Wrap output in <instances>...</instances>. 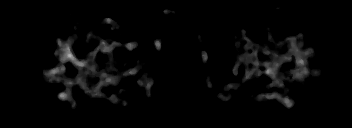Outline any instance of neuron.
<instances>
[{
	"mask_svg": "<svg viewBox=\"0 0 352 128\" xmlns=\"http://www.w3.org/2000/svg\"><path fill=\"white\" fill-rule=\"evenodd\" d=\"M176 12H179V10H177L176 8L173 10H169L168 8L164 11V14L166 16L169 15V13H173L175 15ZM78 11L75 10L74 12L70 13L69 16H74L75 14H77ZM74 23V26L77 28H80L82 32H84V29L82 27H80V22L77 21H71ZM101 25H109L110 26V33H114L116 31H120L119 28L120 26L123 27L122 23L123 20L120 19V21L116 22L114 21V16L112 15L111 17H105L103 20H100ZM260 25L257 26V28L260 27H264L265 29H263L262 34L264 33V31H267L268 33V37H270V47L268 48H264L261 49V53H265L268 56H270V58L272 60L268 61V60H262L259 61L257 59L259 50H260V45L261 43H256L253 40H250L247 37V33H244V31L242 30H238L239 33H242L241 35L243 36V40H244V44H245V48L247 49V52L244 50L242 53H245L248 55V57L246 56H242L241 59H239L236 54L239 51V47H240V42L237 41L238 36L235 35L233 37V44L235 46V53L232 54L234 56V58H231L233 60H231L230 62V67L235 66V65H242L245 76H244V80L240 81V85L243 82V85H245L246 81L248 82L249 79H251L253 77V75H256L258 78L261 79V81L263 82L264 78H268L271 77L273 79V84L269 86V90L271 89L270 87H275V88H282L284 87L283 84H287V85H291L292 83V77L293 80L295 81H299L300 84L302 85L301 82L307 81L308 82V77L311 76L310 71H308V69H310V63L313 62V60L310 59V56H316L317 54L315 53V51L313 50L312 47H305V50L301 49L302 46L304 47L306 45L305 43V37H304V33L306 34V32H303L301 35L299 36H293L291 38H285L282 42H278L279 46L281 48L284 49V53L278 54L276 52H274L273 48H272V44L273 43H277V41H275V39H272V33L269 32L270 27L267 26H263L262 22H259ZM93 27H89L91 28V33L88 34H77L75 36L70 35V38L66 41H63L61 39L60 36H57L58 38H56V45L59 46L58 49H56L54 51V56L55 58L59 59V63L55 65V67H51V69L47 70V74H45V79H43V74L44 70L40 69L41 72H39L38 76H36L38 78V80L40 81H52V82H57L59 85H65L66 86V91H60V93L58 94V98L63 102L66 100H69V104L72 108H76V103L77 101L75 100L74 94H72V89H83V92L86 93L88 96H90V98L94 99V98H108L110 99V101L115 102V103H119L122 105H125L127 101V99L125 100H120L116 95H111L108 93H100V89H103V87H107L109 86L111 83H113V87H117L118 86V80L122 79L123 77H127L128 75L130 76L129 80H133L135 79V75H137L139 72H141V68H143V64L141 65L140 63H136V68L134 69H128L126 66L123 68L124 70H119V72H117L116 76H112V71L115 70L116 66L118 68L119 62L118 61H113V57H114V52L113 50L119 46L120 42V32L118 33L117 39L115 42L110 44V40H105L104 38H97L99 39V45H97V47L94 48L95 51L90 52L88 54L85 55V60H79L77 58V55L74 54V52L72 51V47L71 45L79 40V38H81L82 40L87 38L91 41V39H93L94 36L97 35L98 31H97V23L95 22V24H92ZM118 29V30H117ZM153 38V45L152 48L154 47L156 49L157 52H159V50L162 48V38L157 37L155 34L151 36ZM197 38L199 39V42H201V40L204 38V34L202 33H198ZM135 41H131V42H126L123 43L125 46V48L129 51H133L135 49H138L135 47L134 43ZM285 43H288L289 48L285 49ZM249 49H250V53H249ZM101 51V55L106 54L107 56L105 57V59H107V61H109L110 63L107 64L105 66V70L102 71L101 67H97L96 63H95V59L97 57V52ZM197 57H200L203 61V63H206V71L209 72L210 69L207 68V59L209 57V53L206 50H200V52H198ZM292 59H294L295 62V70L291 73V78H289L288 76H286L288 72L285 68H284V62H290L292 61ZM253 63V67L249 68L248 67V63ZM72 64V66H74L75 68H84V69H88L89 72H93L92 74H83L82 72H80L81 74H75L74 76L70 77L68 76L67 78H64V76H62L61 73H64L67 71L65 64ZM262 67H265V71H259L258 73H256L257 69H261ZM256 73V74H255ZM313 73H315L316 76L318 75H322L320 70H313L312 71V75ZM277 74H279L277 76ZM93 75L99 77V80L96 81V83L94 84V86H92V84L89 83V78L92 77ZM237 75H239V71L237 69H235V67L233 68L232 71V77H236ZM284 75V76H283ZM147 74L143 73L140 74V76L136 79V83H138V87H137V91L141 90V85L144 84V82H146V95L150 100L152 99V95L150 93L151 91V83H153L152 79L146 78ZM282 78H284V80H281ZM206 82V86L201 87L204 89L208 88L209 90L213 91V85L210 79H205ZM230 89H240L241 93H242V88L238 86V84H234L233 82H229L227 83V85L224 86L223 90H226V95L224 94L225 92H218V95L221 96L222 101H228L230 102L231 99V94L229 95V90ZM283 92L281 93H276L274 91L269 92V96H268V92H266L267 90H265V94H263L262 96H254L251 97V95H249L250 97H247V99L253 100L254 102H262L265 100L268 101H273L271 99H274L278 102H280L283 107H288L290 109V111L293 110V106H294V100L291 98H287L285 97V95H289L290 91L286 90V89H282ZM119 93L123 94L126 93V89L124 88H120L118 90ZM314 94H320L322 96V91L319 90H314L313 92ZM108 95L107 97H104ZM252 98V99H251ZM73 100V101H72Z\"/></svg>",
	"mask_w": 352,
	"mask_h": 128,
	"instance_id": "2dd73e0c",
	"label": "neuron"
}]
</instances>
